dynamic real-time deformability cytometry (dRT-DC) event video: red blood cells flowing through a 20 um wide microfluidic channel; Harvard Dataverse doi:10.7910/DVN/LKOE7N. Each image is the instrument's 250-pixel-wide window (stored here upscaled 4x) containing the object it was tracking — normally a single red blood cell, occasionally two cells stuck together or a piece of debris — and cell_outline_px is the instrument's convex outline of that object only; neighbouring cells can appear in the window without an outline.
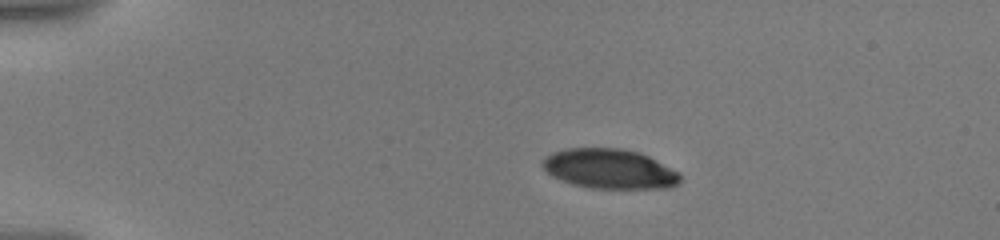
{"species": "human", "species_latin": "Homo sapiens", "temperature_condition": "warm", "stored_images_in_passage": 52, "camera_frame_rate_fps": 3000, "um_per_image_px": 0.085, "donor": {"sex": "male"}, "frame": {"image": 1, "passage_image": 1, "time_ms": 0.0, "image_size_px": [1000, 240], "cell_outline_px": [[680, 180], [672, 188], [588, 188], [572, 184], [560, 180], [552, 176], [540, 164], [548, 156], [556, 152], [568, 148], [616, 148], [636, 152], [648, 156], [676, 172], [680, 176]], "centroid_in_image_um": [51.78, 14.37], "position_along_channel_um": 33.2, "area_um2": 31.33}}
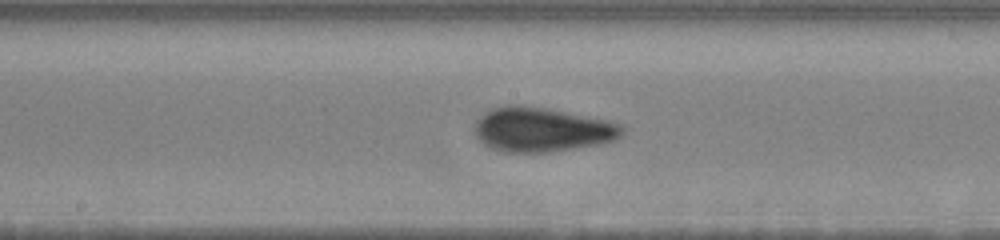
{"frame": {"image": 2, "passage_image": 26, "time_ms": 6.667, "image_size_px": [1000, 240], "cell_outline_px": [[624, 132], [616, 140], [600, 144], [548, 152], [504, 152], [492, 148], [480, 140], [476, 132], [476, 120], [484, 112], [492, 108], [508, 104], [512, 104], [544, 108], [608, 120], [620, 124], [624, 128]], "centroid_in_image_um": [46.08, 11.01], "position_along_channel_um": 202.1, "area_um2": 37.86}}
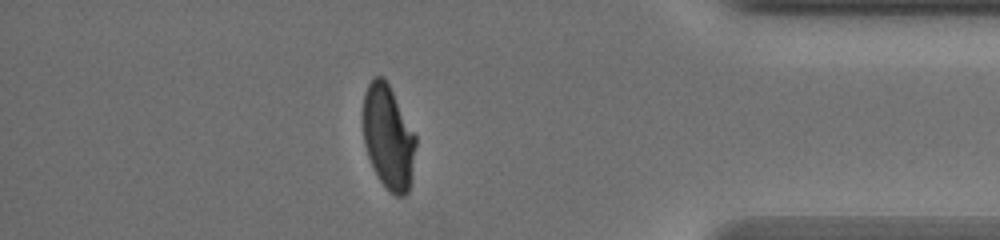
{"frame": {"image": 3, "passage_image": 45, "time_ms": 13.0, "image_size_px": [1000, 240], "cell_outline_px": [[416, 144], [408, 192], [404, 196], [396, 196], [388, 192], [380, 180], [368, 156], [364, 144], [364, 92], [372, 76], [384, 76], [416, 136]], "centroid_in_image_um": [33.0, 11.65], "position_along_channel_um": 402.2, "area_um2": 31.56}, "authors_computed_cell_mechanics": {"area_um2": 34.68, "velocity_mm_per_s": 3.574, "shape_relaxation_time_tau1_ms": 4.7007, "shape_relaxation_time_tau2_ms": 1.0258, "deformation_change_tau1": 0.1851, "deformation_change_tau2": 0.0657}}